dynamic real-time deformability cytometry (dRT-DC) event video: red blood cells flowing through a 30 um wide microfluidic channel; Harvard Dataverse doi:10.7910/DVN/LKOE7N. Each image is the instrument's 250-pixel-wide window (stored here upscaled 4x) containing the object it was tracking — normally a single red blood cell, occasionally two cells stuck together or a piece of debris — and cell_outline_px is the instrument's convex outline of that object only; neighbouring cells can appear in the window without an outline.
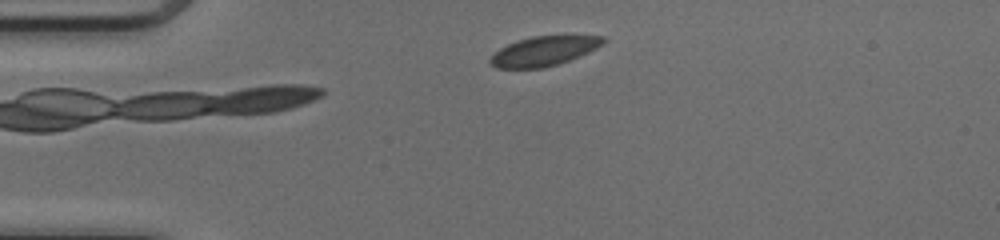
{"species": "common noctule bat (a hibernating species)", "species_latin": "Nyctalus noctula", "temperature_condition": "cold", "stored_images_in_passage": 40, "camera_frame_rate_fps": 3000, "um_per_image_px": 0.085, "animal": {"sex": "female", "body_mass_g": 17.0, "forearm_length_mm": 48.0}, "frame": {"image": 1, "passage_image": 1, "time_ms": 0.0, "image_size_px": [1000, 240], "cell_outline_px": [[608, 40], [604, 44], [588, 52], [568, 60], [544, 68], [496, 68], [488, 64], [488, 60], [500, 48], [508, 44], [532, 36], [604, 36]], "centroid_in_image_um": [46.22, 4.35], "position_along_channel_um": 38.8, "area_um2": 19.25}}
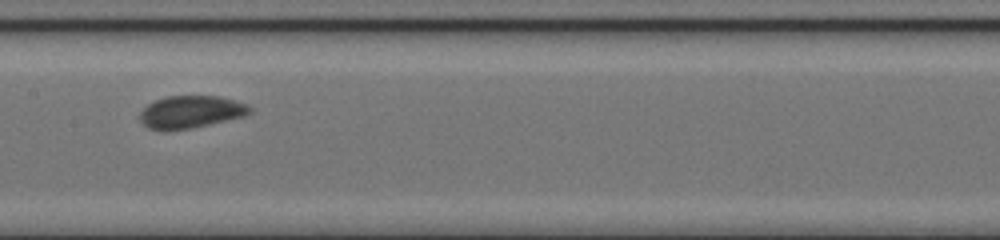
{"frame": {"image": 2, "passage_image": 15, "time_ms": 4.667, "image_size_px": [1000, 240], "cell_outline_px": [[252, 112], [244, 116], [192, 128], [164, 132], [148, 128], [140, 120], [140, 112], [148, 104], [156, 100], [168, 96], [220, 96], [236, 100], [248, 104], [252, 108]], "centroid_in_image_um": [16.23, 9.52], "position_along_channel_um": 191.2, "area_um2": 20.98}}
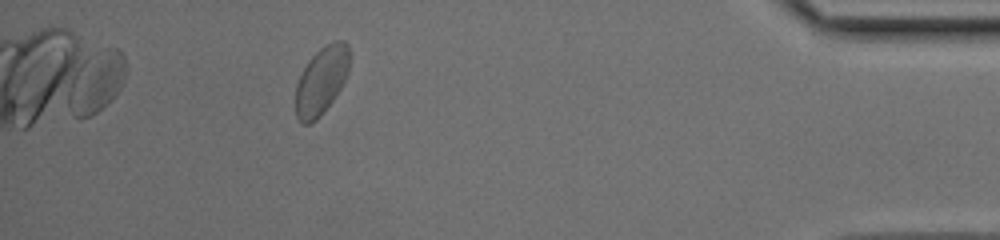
{"frame": {"image": 3, "passage_image": 35, "time_ms": 11.333, "image_size_px": [1000, 240], "cell_outline_px": [[348, 72], [340, 88], [324, 112], [316, 120], [308, 124], [304, 124], [296, 116], [296, 84], [308, 60], [320, 48], [336, 40], [344, 40], [348, 44]], "centroid_in_image_um": [27.31, 6.85], "position_along_channel_um": 407.9, "area_um2": 20.92}, "authors_computed_cell_mechanics": {"area_um2": 20.519, "velocity_mm_per_s": 4.0482, "shape_relaxation_time_tau1_ms": 2.8867, "shape_relaxation_time_tau2_ms": null, "deformation_change_tau1": 0.0723, "deformation_change_tau2": null}}